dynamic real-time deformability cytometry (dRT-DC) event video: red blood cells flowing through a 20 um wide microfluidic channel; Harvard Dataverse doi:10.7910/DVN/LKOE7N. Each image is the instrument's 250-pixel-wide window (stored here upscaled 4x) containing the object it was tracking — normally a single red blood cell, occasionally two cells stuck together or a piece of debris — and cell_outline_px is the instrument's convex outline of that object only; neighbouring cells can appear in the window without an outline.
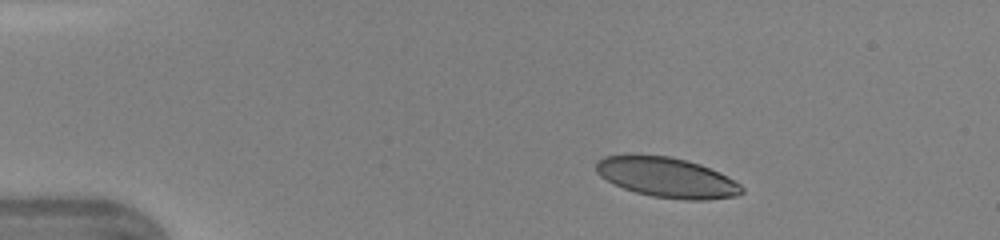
{"species": "human", "species_latin": "Homo sapiens", "temperature_condition": "warm", "stored_images_in_passage": 39, "camera_frame_rate_fps": 3000, "um_per_image_px": 0.085, "donor": {"sex": "female"}, "frame": {"image": 1, "passage_image": 1, "time_ms": 0.0, "image_size_px": [1000, 240], "cell_outline_px": [[744, 192], [736, 196], [704, 200], [684, 200], [652, 196], [636, 192], [624, 188], [600, 176], [596, 172], [596, 160], [604, 156], [668, 156], [700, 164], [740, 184], [744, 188]], "centroid_in_image_um": [56.68, 15.1], "position_along_channel_um": 28.3, "area_um2": 33.23}}
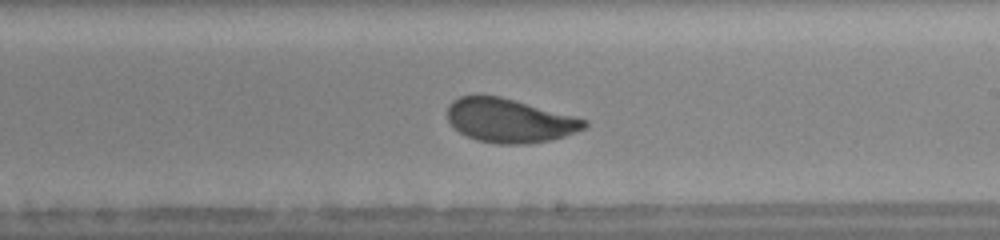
{"frame": {"image": 2, "passage_image": 21, "time_ms": 6.667, "image_size_px": [1000, 240], "cell_outline_px": [[588, 124], [584, 128], [576, 132], [552, 140], [524, 144], [496, 144], [476, 140], [460, 132], [448, 120], [448, 104], [452, 100], [460, 96], [500, 96], [588, 120]], "centroid_in_image_um": [43.31, 10.26], "position_along_channel_um": 245.7, "area_um2": 34.74}}
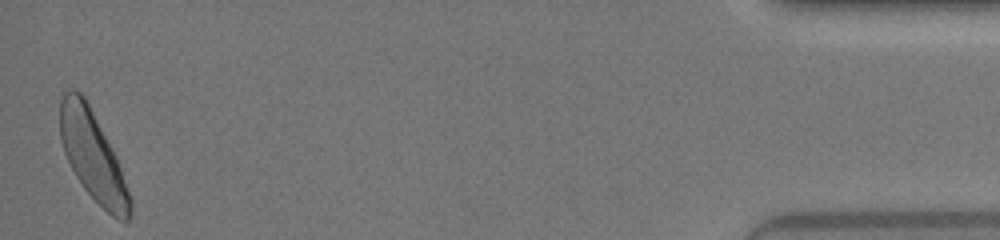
{"frame": {"image": 3, "passage_image": 39, "time_ms": 12.667, "image_size_px": [1000, 240], "cell_outline_px": [[132, 216], [128, 220], [120, 220], [112, 216], [84, 188], [76, 176], [64, 152], [60, 140], [60, 100], [64, 92], [68, 88], [76, 88], [84, 96], [112, 148], [116, 156], [132, 200]], "centroid_in_image_um": [7.88, 13.23], "position_along_channel_um": 427.3, "area_um2": 36.01}, "authors_computed_cell_mechanics": {"area_um2": 35.4314, "velocity_mm_per_s": 4.3534, "shape_relaxation_time_tau1_ms": 2.1408, "shape_relaxation_time_tau2_ms": 0.7367, "deformation_change_tau1": 0.1159, "deformation_change_tau2": 0.0609}}